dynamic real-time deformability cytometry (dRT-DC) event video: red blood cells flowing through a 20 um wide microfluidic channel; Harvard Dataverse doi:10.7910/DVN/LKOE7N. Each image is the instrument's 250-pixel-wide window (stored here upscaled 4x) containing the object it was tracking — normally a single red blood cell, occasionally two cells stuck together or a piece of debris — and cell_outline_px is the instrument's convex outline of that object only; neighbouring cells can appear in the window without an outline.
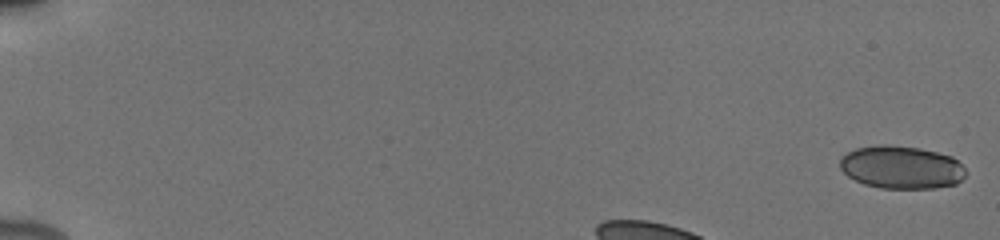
{"species": "human", "species_latin": "Homo sapiens", "temperature_condition": "cold", "stored_images_in_passage": 12, "camera_frame_rate_fps": 3000, "um_per_image_px": 0.085, "donor": {"sex": "male"}, "frame": {"image": 1, "passage_image": 1, "time_ms": 0.0, "image_size_px": [1000, 240], "cell_outline_px": [[968, 172], [956, 184], [932, 188], [880, 188], [864, 184], [848, 176], [840, 168], [840, 160], [848, 152], [856, 148], [876, 144], [884, 144], [920, 148], [952, 156]], "centroid_in_image_um": [76.61, 14.21], "position_along_channel_um": 8.4, "area_um2": 31.39}}
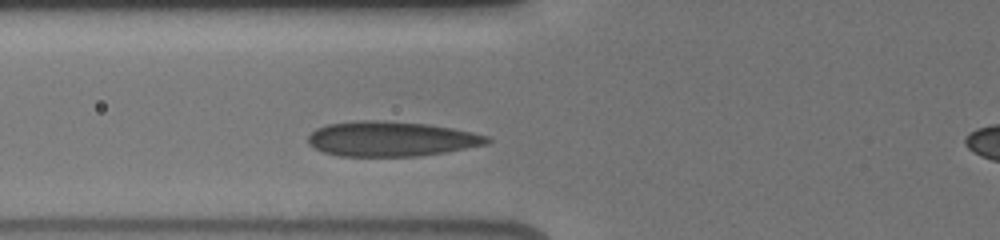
{"frame": {"image": 2, "passage_image": 12, "time_ms": 4.333, "image_size_px": [1000, 240], "cell_outline_px": [[492, 140], [488, 144], [444, 152], [416, 156], [340, 156], [324, 152], [308, 144], [308, 136], [316, 128], [328, 124], [360, 120], [384, 120], [428, 124], [452, 128], [472, 132], [488, 136]], "centroid_in_image_um": [33.25, 11.8], "position_along_channel_um": 92.5, "area_um2": 36.41}}